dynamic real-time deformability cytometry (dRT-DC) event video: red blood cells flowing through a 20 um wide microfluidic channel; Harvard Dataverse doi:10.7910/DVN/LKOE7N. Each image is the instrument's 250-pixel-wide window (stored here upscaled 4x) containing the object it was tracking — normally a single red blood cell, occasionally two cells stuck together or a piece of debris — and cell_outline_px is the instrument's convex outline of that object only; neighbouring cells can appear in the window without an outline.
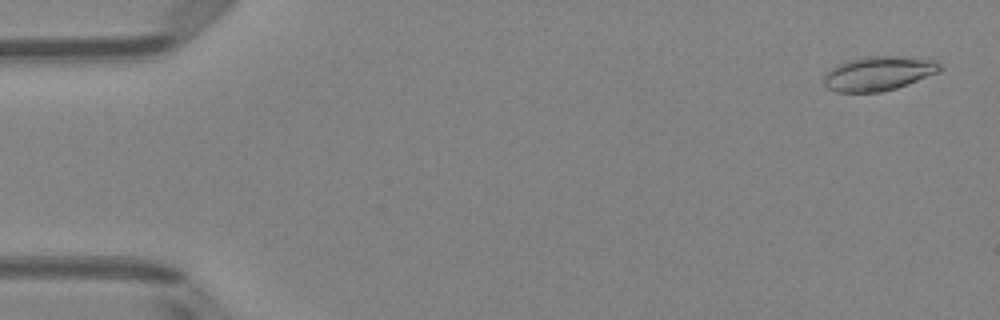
{"species": "Egyptian fruit bat (a non-hibernating species)", "species_latin": "Rousettus aegyptiacus", "temperature_condition": "room temperature", "stored_images_in_passage": 50, "camera_frame_rate_fps": 3000, "um_per_image_px": 0.085, "animal": {"sex": "female"}, "frame": {"image": 1, "passage_image": 2, "time_ms": 0.333, "image_size_px": [1000, 320], "cell_outline_px": [[944, 68], [940, 72], [908, 84], [896, 88], [880, 92], [836, 92], [828, 88], [824, 84], [824, 76], [828, 68], [848, 60], [864, 56], [908, 56], [932, 60], [940, 64]], "centroid_in_image_um": [74.67, 6.23], "position_along_channel_um": 10.3, "area_um2": 23.47}}
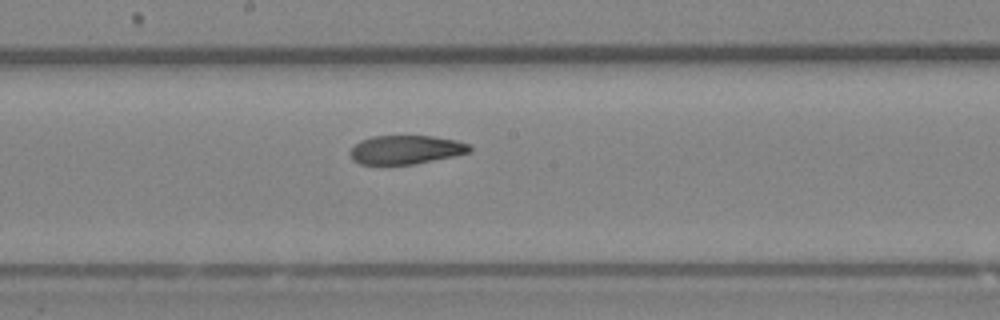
{"frame": {"image": 2, "passage_image": 27, "time_ms": 8.667, "image_size_px": [1000, 320], "cell_outline_px": [[472, 152], [456, 156], [416, 164], [360, 164], [352, 160], [348, 152], [360, 140], [372, 136], [432, 136], [456, 140], [472, 144]], "centroid_in_image_um": [34.54, 12.73], "position_along_channel_um": 213.7, "area_um2": 20.35}}
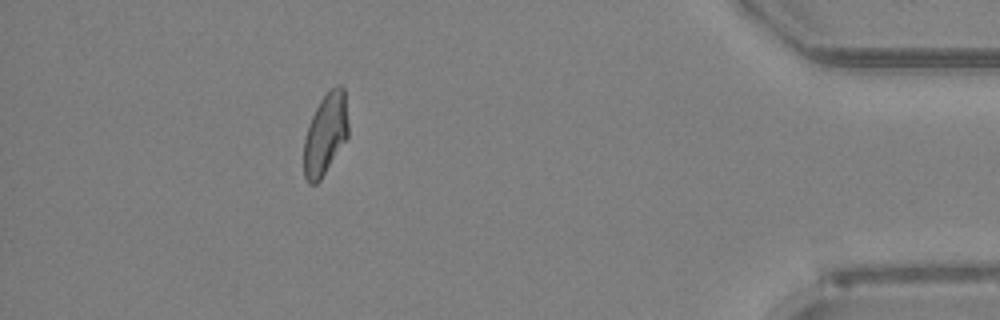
{"frame": {"image": 3, "passage_image": 45, "time_ms": 14.667, "image_size_px": [1000, 320], "cell_outline_px": [[348, 136], [320, 180], [316, 184], [308, 184], [304, 176], [304, 140], [308, 124], [320, 100], [336, 84], [340, 84], [344, 88], [348, 124]], "centroid_in_image_um": [27.65, 11.4], "position_along_channel_um": 407.5, "area_um2": 20.92}, "authors_computed_cell_mechanics": {"area_um2": 21.9062, "velocity_mm_per_s": 4.0764, "shape_relaxation_time_tau1_ms": null, "shape_relaxation_time_tau2_ms": 3.2016, "deformation_change_tau1": null, "deformation_change_tau2": 0.0943}}